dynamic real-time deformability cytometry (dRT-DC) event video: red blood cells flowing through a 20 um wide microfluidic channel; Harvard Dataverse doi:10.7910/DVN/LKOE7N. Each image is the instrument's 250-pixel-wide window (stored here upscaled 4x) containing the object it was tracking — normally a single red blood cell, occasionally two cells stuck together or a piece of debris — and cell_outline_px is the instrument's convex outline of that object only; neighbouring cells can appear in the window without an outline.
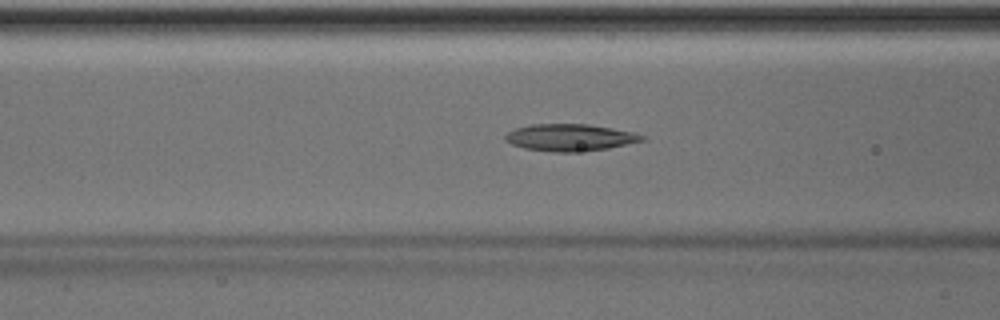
{"species": "Egyptian fruit bat (a non-hibernating species)", "species_latin": "Rousettus aegyptiacus", "temperature_condition": "room temperature", "stored_images_in_passage": 49, "camera_frame_rate_fps": 3000, "um_per_image_px": 0.085, "animal": {"sex": "male"}, "frame": {"image": 1, "passage_image": 19, "time_ms": 6.0, "image_size_px": [1000, 320], "cell_outline_px": [[644, 140], [608, 148], [572, 152], [552, 152], [524, 148], [512, 144], [504, 140], [504, 136], [508, 132], [516, 128], [532, 124], [588, 124], [612, 128], [632, 132], [644, 136]], "centroid_in_image_um": [48.4, 11.68], "position_along_channel_um": 118.2, "area_um2": 21.27}}
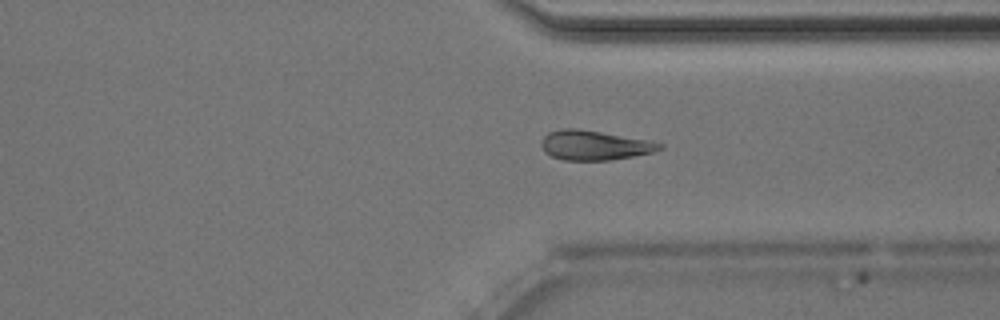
{"frame": {"image": 2, "passage_image": 37, "time_ms": 12.0, "image_size_px": [1000, 320], "cell_outline_px": [[664, 148], [652, 152], [636, 156], [608, 160], [564, 160], [552, 156], [544, 152], [540, 144], [544, 136], [548, 132], [560, 128], [576, 128], [600, 132], [644, 140], [664, 144]], "centroid_in_image_um": [50.48, 12.35], "position_along_channel_um": 360.9, "area_um2": 20.23}}
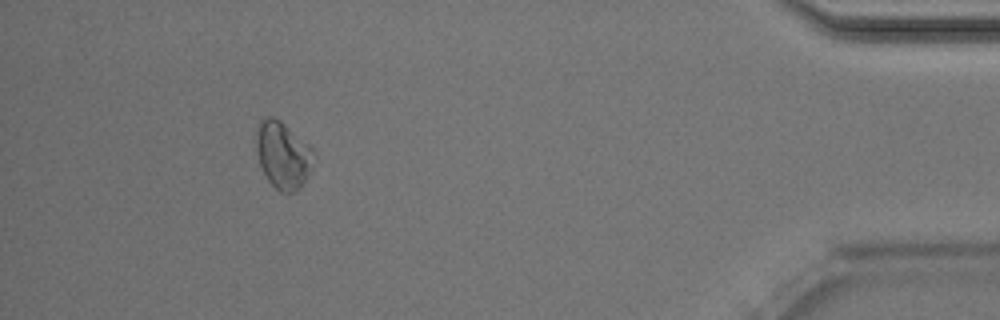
{"frame": {"image": 3, "passage_image": 45, "time_ms": 14.667, "image_size_px": [1000, 320], "cell_outline_px": [[316, 156], [300, 188], [292, 192], [280, 192], [268, 180], [260, 164], [256, 152], [256, 128], [260, 120], [264, 116], [272, 116], [280, 120], [308, 144], [312, 148]], "centroid_in_image_um": [24.03, 13.14], "position_along_channel_um": 411.2, "area_um2": 22.31}, "authors_computed_cell_mechanics": {"area_um2": 21.5594, "velocity_mm_per_s": 4.0478, "shape_relaxation_time_tau1_ms": 10.4749, "shape_relaxation_time_tau2_ms": null, "deformation_change_tau1": 0.1277, "deformation_change_tau2": null}}